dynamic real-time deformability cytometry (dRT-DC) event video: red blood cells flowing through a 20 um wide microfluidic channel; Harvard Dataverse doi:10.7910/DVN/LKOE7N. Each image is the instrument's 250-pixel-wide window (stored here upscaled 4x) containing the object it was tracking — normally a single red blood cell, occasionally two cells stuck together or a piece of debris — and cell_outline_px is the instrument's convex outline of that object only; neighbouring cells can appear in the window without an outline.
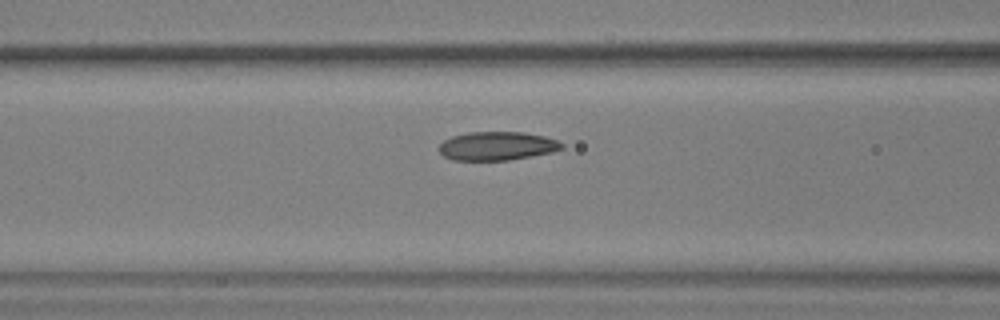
{"species": "common noctule bat (a hibernating species)", "species_latin": "Nyctalus noctula", "temperature_condition": "warm", "stored_images_in_passage": 5, "camera_frame_rate_fps": 3000, "um_per_image_px": 0.085, "animal": {"sex": "male", "body_mass_g": 17.9, "forearm_length_mm": 54.2}, "frame": {"image": 1, "passage_image": 3, "time_ms": 0.667, "image_size_px": [1000, 320], "cell_outline_px": [[564, 148], [552, 152], [532, 156], [508, 160], [452, 160], [444, 156], [440, 152], [440, 144], [444, 140], [452, 136], [468, 132], [524, 132], [544, 136], [556, 140], [564, 144]], "centroid_in_image_um": [42.26, 12.41], "position_along_channel_um": 124.3, "area_um2": 20.46}}